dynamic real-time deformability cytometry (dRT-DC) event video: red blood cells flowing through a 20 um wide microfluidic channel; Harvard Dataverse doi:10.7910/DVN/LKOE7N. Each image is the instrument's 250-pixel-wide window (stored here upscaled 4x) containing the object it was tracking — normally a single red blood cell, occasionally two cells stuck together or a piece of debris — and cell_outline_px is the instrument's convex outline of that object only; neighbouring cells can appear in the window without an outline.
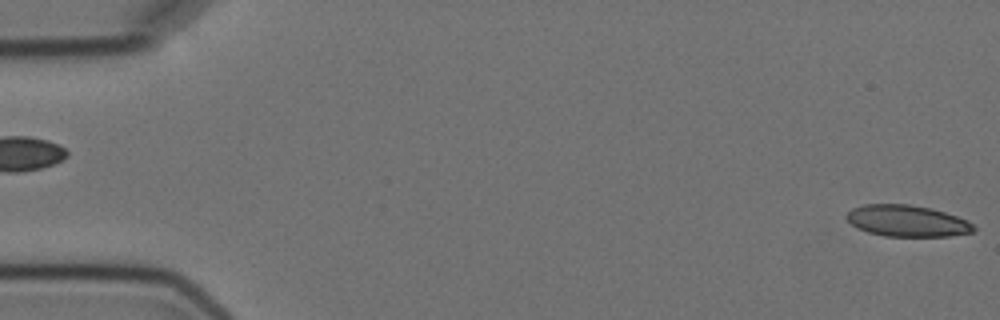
{"species": "Egyptian fruit bat (a non-hibernating species)", "species_latin": "Rousettus aegyptiacus", "temperature_condition": "cold", "stored_images_in_passage": 5, "segment_of_instrument_passage": [2, 2], "camera_frame_rate_fps": 3000, "um_per_image_px": 0.085, "animal": {"sex": "female"}, "frame": {"image": 1, "passage_image": 5, "time_ms": 5.667, "image_size_px": [1000, 320], "cell_outline_px": [[976, 228], [972, 232], [948, 236], [884, 236], [868, 232], [856, 228], [844, 216], [852, 208], [864, 204], [908, 204], [932, 208], [968, 220]], "centroid_in_image_um": [77.08, 18.77], "position_along_channel_um": 7.9, "area_um2": 23.29}}